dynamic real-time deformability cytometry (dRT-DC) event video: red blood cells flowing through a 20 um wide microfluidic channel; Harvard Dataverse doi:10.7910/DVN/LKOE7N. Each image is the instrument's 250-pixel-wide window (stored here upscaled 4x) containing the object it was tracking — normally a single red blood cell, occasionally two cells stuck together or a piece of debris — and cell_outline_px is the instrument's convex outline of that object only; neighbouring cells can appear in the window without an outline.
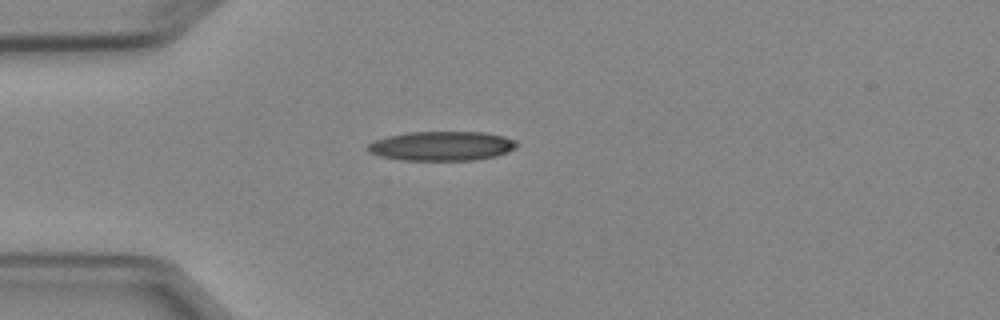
{"species": "Egyptian fruit bat (a non-hibernating species)", "species_latin": "Rousettus aegyptiacus", "temperature_condition": "cold", "stored_images_in_passage": 4, "camera_frame_rate_fps": 3000, "um_per_image_px": 0.085, "animal": {"sex": "female"}, "frame": {"image": 1, "passage_image": 3, "time_ms": 2.333, "image_size_px": [1000, 320], "cell_outline_px": [[520, 144], [516, 148], [508, 152], [496, 156], [476, 160], [400, 160], [380, 156], [368, 152], [368, 144], [372, 140], [388, 136], [408, 132], [484, 132], [504, 136], [516, 140]], "centroid_in_image_um": [37.57, 12.41], "position_along_channel_um": 47.4, "area_um2": 25.78}}